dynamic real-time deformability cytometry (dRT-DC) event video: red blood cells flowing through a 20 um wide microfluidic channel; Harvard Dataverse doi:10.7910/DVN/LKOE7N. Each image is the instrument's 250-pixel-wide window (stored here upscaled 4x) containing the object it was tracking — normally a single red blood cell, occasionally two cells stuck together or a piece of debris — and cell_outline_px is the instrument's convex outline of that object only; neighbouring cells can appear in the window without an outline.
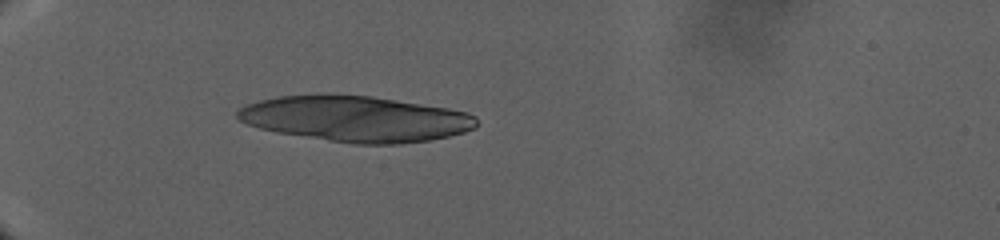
{"species": "human", "species_latin": "Homo sapiens", "temperature_condition": "warm", "stored_images_in_passage": 17, "camera_frame_rate_fps": 3000, "um_per_image_px": 0.085, "donor": {"sex": "male"}, "frame": {"image": 1, "passage_image": 6, "time_ms": 4.667, "image_size_px": [1000, 240], "cell_outline_px": [[476, 128], [464, 132], [448, 136], [428, 140], [400, 144], [356, 144], [328, 140], [276, 132], [260, 128], [248, 124], [240, 120], [236, 116], [236, 112], [240, 108], [248, 104], [260, 100], [276, 96], [316, 92], [328, 92], [372, 96], [448, 108], [468, 112], [476, 116]], "centroid_in_image_um": [30.2, 10.06], "position_along_channel_um": 54.8, "area_um2": 64.45}}